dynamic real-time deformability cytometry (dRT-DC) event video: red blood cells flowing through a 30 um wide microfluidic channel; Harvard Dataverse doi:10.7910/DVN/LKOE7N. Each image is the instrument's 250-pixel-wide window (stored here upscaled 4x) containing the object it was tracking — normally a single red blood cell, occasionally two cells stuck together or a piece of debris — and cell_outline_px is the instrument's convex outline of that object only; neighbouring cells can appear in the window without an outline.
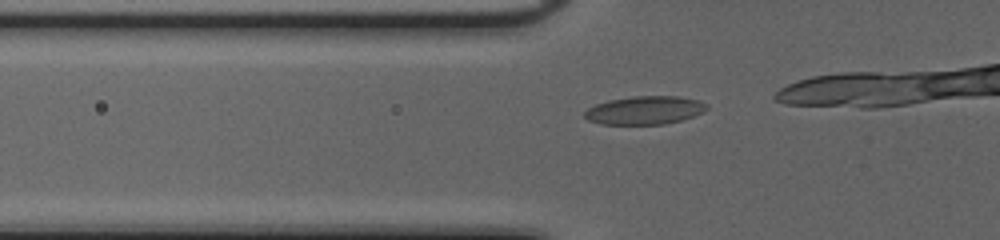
{"species": "common noctule bat (a hibernating species)", "species_latin": "Nyctalus noctula", "temperature_condition": "cold", "stored_images_in_passage": 12, "camera_frame_rate_fps": 3000, "um_per_image_px": 0.085, "animal": {"sex": "female", "body_mass_g": 20.0, "forearm_length_mm": 54.0}, "frame": {"image": 1, "passage_image": 7, "time_ms": 2.0, "image_size_px": [1000, 240], "cell_outline_px": [[708, 108], [704, 112], [680, 120], [664, 124], [600, 124], [588, 120], [584, 116], [584, 112], [588, 108], [596, 104], [608, 100], [632, 96], [680, 96], [700, 100], [708, 104]], "centroid_in_image_um": [54.82, 9.36], "position_along_channel_um": 71.0, "area_um2": 20.23}}